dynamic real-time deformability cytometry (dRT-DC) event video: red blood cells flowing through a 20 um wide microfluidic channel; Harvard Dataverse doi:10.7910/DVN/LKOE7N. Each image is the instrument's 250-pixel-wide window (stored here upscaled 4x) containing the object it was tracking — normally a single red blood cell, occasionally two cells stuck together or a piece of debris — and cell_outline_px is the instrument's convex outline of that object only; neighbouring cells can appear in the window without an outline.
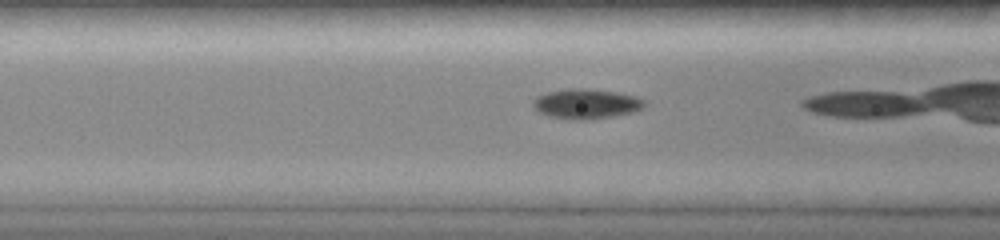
{"species": "common noctule bat (a hibernating species)", "species_latin": "Nyctalus noctula", "temperature_condition": "room temperature", "stored_images_in_passage": 29, "camera_frame_rate_fps": 3000, "um_per_image_px": 0.085, "animal": {"sex": "female", "body_mass_g": 19.0, "forearm_length_mm": 51.5}, "frame": {"image": 1, "passage_image": 14, "time_ms": 4.333, "image_size_px": [1000, 240], "cell_outline_px": [[644, 108], [632, 112], [592, 120], [568, 120], [548, 116], [536, 112], [532, 108], [532, 100], [536, 96], [548, 92], [572, 88], [584, 88], [616, 92], [636, 96], [644, 100]], "centroid_in_image_um": [49.76, 8.84], "position_along_channel_um": 116.8, "area_um2": 19.71}}